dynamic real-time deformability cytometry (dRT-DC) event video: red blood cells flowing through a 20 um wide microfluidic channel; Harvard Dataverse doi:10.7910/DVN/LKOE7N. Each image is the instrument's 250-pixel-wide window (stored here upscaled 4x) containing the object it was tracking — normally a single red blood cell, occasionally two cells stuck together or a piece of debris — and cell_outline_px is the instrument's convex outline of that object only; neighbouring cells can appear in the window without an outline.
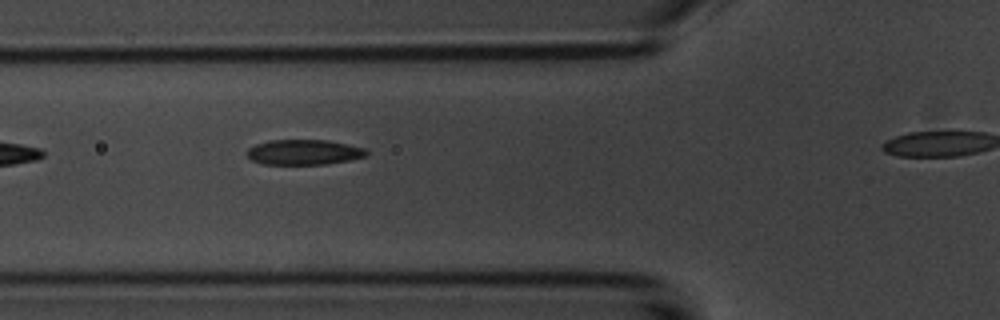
{"species": "common noctule bat (a hibernating species)", "species_latin": "Nyctalus noctula", "temperature_condition": "room temperature", "stored_images_in_passage": 17, "camera_frame_rate_fps": 3000, "um_per_image_px": 0.085, "animal": {"sex": "male", "body_mass_g": 20.1, "forearm_length_mm": 53.5}, "frame": {"image": 1, "passage_image": 3, "time_ms": 0.667, "image_size_px": [1000, 320], "cell_outline_px": [[368, 152], [364, 156], [348, 160], [324, 164], [264, 164], [252, 160], [244, 152], [248, 148], [256, 144], [272, 140], [328, 140], [348, 144], [364, 148]], "centroid_in_image_um": [25.79, 12.93], "position_along_channel_um": 100.0, "area_um2": 17.4}}
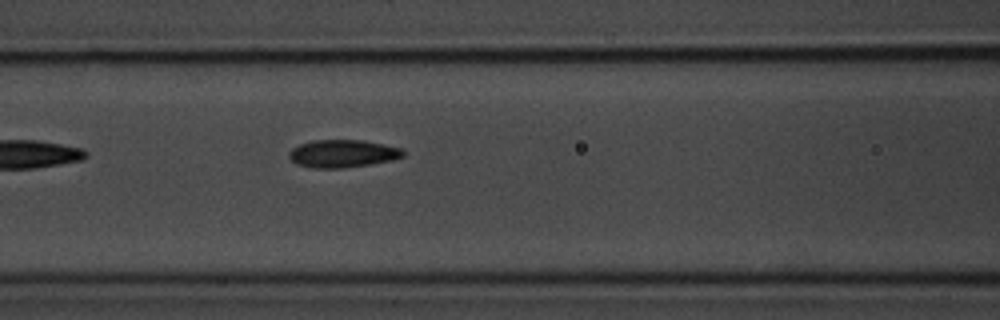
{"frame": {"image": 2, "passage_image": 6, "time_ms": 1.667, "image_size_px": [1000, 320], "cell_outline_px": [[404, 156], [392, 160], [344, 168], [312, 168], [296, 164], [288, 156], [288, 152], [292, 148], [300, 144], [312, 140], [364, 140], [400, 148], [404, 152]], "centroid_in_image_um": [29.08, 13.05], "position_along_channel_um": 137.5, "area_um2": 18.38}}
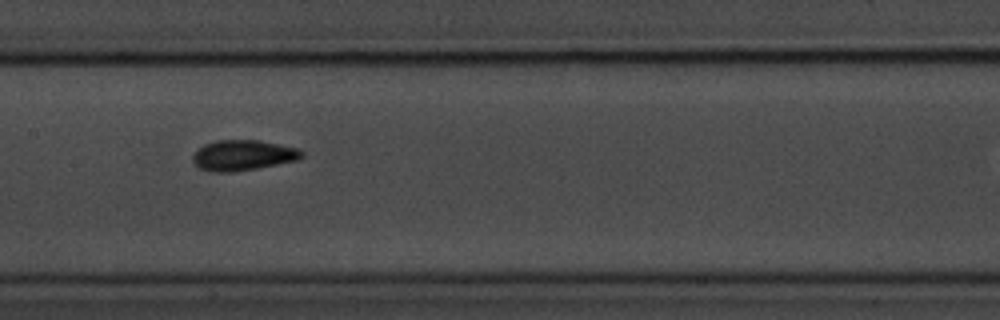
{"frame": {"image": 3, "passage_image": 10, "time_ms": 3.0, "image_size_px": [1000, 320], "cell_outline_px": [[304, 156], [296, 160], [256, 168], [232, 172], [212, 172], [200, 168], [192, 160], [192, 156], [204, 144], [216, 140], [260, 140], [300, 148], [304, 152]], "centroid_in_image_um": [20.68, 13.18], "position_along_channel_um": 186.7, "area_um2": 19.31}}